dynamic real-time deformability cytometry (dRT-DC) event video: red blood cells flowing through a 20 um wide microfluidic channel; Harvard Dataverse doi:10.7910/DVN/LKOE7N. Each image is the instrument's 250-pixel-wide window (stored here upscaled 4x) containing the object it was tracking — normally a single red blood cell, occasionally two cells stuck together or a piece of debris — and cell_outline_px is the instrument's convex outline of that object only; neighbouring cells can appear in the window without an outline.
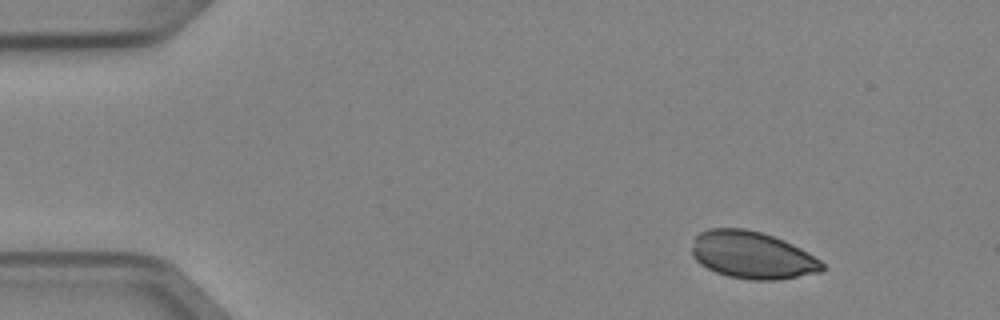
{"species": "Egyptian fruit bat (a non-hibernating species)", "species_latin": "Rousettus aegyptiacus", "temperature_condition": "cold", "stored_images_in_passage": 4, "camera_frame_rate_fps": 3000, "um_per_image_px": 0.085, "animal": {"sex": "female"}, "frame": {"image": 1, "passage_image": 1, "time_ms": 0.0, "image_size_px": [1000, 320], "cell_outline_px": [[824, 268], [820, 272], [776, 280], [752, 280], [728, 276], [716, 272], [700, 264], [692, 256], [692, 248], [696, 236], [700, 232], [708, 228], [744, 228], [764, 232], [784, 240], [808, 252], [820, 260], [824, 264]], "centroid_in_image_um": [63.94, 21.67], "position_along_channel_um": 21.1, "area_um2": 35.95}}